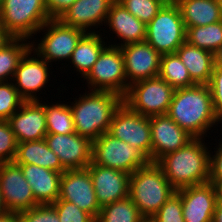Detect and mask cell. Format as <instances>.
Wrapping results in <instances>:
<instances>
[{"label": "cell", "instance_id": "obj_44", "mask_svg": "<svg viewBox=\"0 0 222 222\" xmlns=\"http://www.w3.org/2000/svg\"><path fill=\"white\" fill-rule=\"evenodd\" d=\"M212 222H222V199L220 198L216 204Z\"/></svg>", "mask_w": 222, "mask_h": 222}, {"label": "cell", "instance_id": "obj_28", "mask_svg": "<svg viewBox=\"0 0 222 222\" xmlns=\"http://www.w3.org/2000/svg\"><path fill=\"white\" fill-rule=\"evenodd\" d=\"M27 41L26 38H13L0 49V82L13 80L21 58L31 49Z\"/></svg>", "mask_w": 222, "mask_h": 222}, {"label": "cell", "instance_id": "obj_21", "mask_svg": "<svg viewBox=\"0 0 222 222\" xmlns=\"http://www.w3.org/2000/svg\"><path fill=\"white\" fill-rule=\"evenodd\" d=\"M115 0H76L59 18L67 26L88 33L91 27L106 22L111 4Z\"/></svg>", "mask_w": 222, "mask_h": 222}, {"label": "cell", "instance_id": "obj_29", "mask_svg": "<svg viewBox=\"0 0 222 222\" xmlns=\"http://www.w3.org/2000/svg\"><path fill=\"white\" fill-rule=\"evenodd\" d=\"M159 77L175 90L196 85L188 69L176 53L163 54L160 61Z\"/></svg>", "mask_w": 222, "mask_h": 222}, {"label": "cell", "instance_id": "obj_18", "mask_svg": "<svg viewBox=\"0 0 222 222\" xmlns=\"http://www.w3.org/2000/svg\"><path fill=\"white\" fill-rule=\"evenodd\" d=\"M32 51V49L28 50L21 58L12 81H16L13 84L25 101H40L36 92L48 83V78H50L48 69L50 68H48L49 64L36 52H33L35 53L33 57Z\"/></svg>", "mask_w": 222, "mask_h": 222}, {"label": "cell", "instance_id": "obj_5", "mask_svg": "<svg viewBox=\"0 0 222 222\" xmlns=\"http://www.w3.org/2000/svg\"><path fill=\"white\" fill-rule=\"evenodd\" d=\"M50 19L45 0H4L0 4V24L13 38L30 39Z\"/></svg>", "mask_w": 222, "mask_h": 222}, {"label": "cell", "instance_id": "obj_35", "mask_svg": "<svg viewBox=\"0 0 222 222\" xmlns=\"http://www.w3.org/2000/svg\"><path fill=\"white\" fill-rule=\"evenodd\" d=\"M150 219L153 222H185L181 196L174 193Z\"/></svg>", "mask_w": 222, "mask_h": 222}, {"label": "cell", "instance_id": "obj_19", "mask_svg": "<svg viewBox=\"0 0 222 222\" xmlns=\"http://www.w3.org/2000/svg\"><path fill=\"white\" fill-rule=\"evenodd\" d=\"M8 122L17 143L45 139L47 135L45 103L25 101Z\"/></svg>", "mask_w": 222, "mask_h": 222}, {"label": "cell", "instance_id": "obj_30", "mask_svg": "<svg viewBox=\"0 0 222 222\" xmlns=\"http://www.w3.org/2000/svg\"><path fill=\"white\" fill-rule=\"evenodd\" d=\"M186 42L215 53L222 45V20L204 26L186 28Z\"/></svg>", "mask_w": 222, "mask_h": 222}, {"label": "cell", "instance_id": "obj_13", "mask_svg": "<svg viewBox=\"0 0 222 222\" xmlns=\"http://www.w3.org/2000/svg\"><path fill=\"white\" fill-rule=\"evenodd\" d=\"M58 199L74 203L95 220L100 213L101 207L88 168L66 170L62 173Z\"/></svg>", "mask_w": 222, "mask_h": 222}, {"label": "cell", "instance_id": "obj_42", "mask_svg": "<svg viewBox=\"0 0 222 222\" xmlns=\"http://www.w3.org/2000/svg\"><path fill=\"white\" fill-rule=\"evenodd\" d=\"M0 222H21L18 213L6 212L0 216Z\"/></svg>", "mask_w": 222, "mask_h": 222}, {"label": "cell", "instance_id": "obj_41", "mask_svg": "<svg viewBox=\"0 0 222 222\" xmlns=\"http://www.w3.org/2000/svg\"><path fill=\"white\" fill-rule=\"evenodd\" d=\"M76 0H45L46 9L51 19H59Z\"/></svg>", "mask_w": 222, "mask_h": 222}, {"label": "cell", "instance_id": "obj_36", "mask_svg": "<svg viewBox=\"0 0 222 222\" xmlns=\"http://www.w3.org/2000/svg\"><path fill=\"white\" fill-rule=\"evenodd\" d=\"M58 214L60 222H95V219L74 203L57 199L51 204Z\"/></svg>", "mask_w": 222, "mask_h": 222}, {"label": "cell", "instance_id": "obj_43", "mask_svg": "<svg viewBox=\"0 0 222 222\" xmlns=\"http://www.w3.org/2000/svg\"><path fill=\"white\" fill-rule=\"evenodd\" d=\"M13 37L6 31V29L0 24V49L10 42Z\"/></svg>", "mask_w": 222, "mask_h": 222}, {"label": "cell", "instance_id": "obj_20", "mask_svg": "<svg viewBox=\"0 0 222 222\" xmlns=\"http://www.w3.org/2000/svg\"><path fill=\"white\" fill-rule=\"evenodd\" d=\"M88 171L100 207L129 196L130 174L91 162Z\"/></svg>", "mask_w": 222, "mask_h": 222}, {"label": "cell", "instance_id": "obj_10", "mask_svg": "<svg viewBox=\"0 0 222 222\" xmlns=\"http://www.w3.org/2000/svg\"><path fill=\"white\" fill-rule=\"evenodd\" d=\"M40 30L46 31L45 35L39 44L31 42V49L47 63L63 59L69 60L77 43L85 34L76 27L64 25L59 19L48 20Z\"/></svg>", "mask_w": 222, "mask_h": 222}, {"label": "cell", "instance_id": "obj_8", "mask_svg": "<svg viewBox=\"0 0 222 222\" xmlns=\"http://www.w3.org/2000/svg\"><path fill=\"white\" fill-rule=\"evenodd\" d=\"M92 162L132 174L150 160L139 149L106 132L93 141Z\"/></svg>", "mask_w": 222, "mask_h": 222}, {"label": "cell", "instance_id": "obj_2", "mask_svg": "<svg viewBox=\"0 0 222 222\" xmlns=\"http://www.w3.org/2000/svg\"><path fill=\"white\" fill-rule=\"evenodd\" d=\"M203 141L193 138L156 162L176 190L209 182L210 151Z\"/></svg>", "mask_w": 222, "mask_h": 222}, {"label": "cell", "instance_id": "obj_38", "mask_svg": "<svg viewBox=\"0 0 222 222\" xmlns=\"http://www.w3.org/2000/svg\"><path fill=\"white\" fill-rule=\"evenodd\" d=\"M18 214L21 222H60L56 209L51 204L37 205Z\"/></svg>", "mask_w": 222, "mask_h": 222}, {"label": "cell", "instance_id": "obj_7", "mask_svg": "<svg viewBox=\"0 0 222 222\" xmlns=\"http://www.w3.org/2000/svg\"><path fill=\"white\" fill-rule=\"evenodd\" d=\"M174 91L175 89L159 76L139 80L129 86L123 103L143 116L165 115Z\"/></svg>", "mask_w": 222, "mask_h": 222}, {"label": "cell", "instance_id": "obj_25", "mask_svg": "<svg viewBox=\"0 0 222 222\" xmlns=\"http://www.w3.org/2000/svg\"><path fill=\"white\" fill-rule=\"evenodd\" d=\"M186 28L204 26L222 20L221 0H174Z\"/></svg>", "mask_w": 222, "mask_h": 222}, {"label": "cell", "instance_id": "obj_1", "mask_svg": "<svg viewBox=\"0 0 222 222\" xmlns=\"http://www.w3.org/2000/svg\"><path fill=\"white\" fill-rule=\"evenodd\" d=\"M167 115L193 138H203L211 127L221 122L206 84L176 89Z\"/></svg>", "mask_w": 222, "mask_h": 222}, {"label": "cell", "instance_id": "obj_14", "mask_svg": "<svg viewBox=\"0 0 222 222\" xmlns=\"http://www.w3.org/2000/svg\"><path fill=\"white\" fill-rule=\"evenodd\" d=\"M181 196L185 222H212L219 189L210 182L185 187L176 191Z\"/></svg>", "mask_w": 222, "mask_h": 222}, {"label": "cell", "instance_id": "obj_26", "mask_svg": "<svg viewBox=\"0 0 222 222\" xmlns=\"http://www.w3.org/2000/svg\"><path fill=\"white\" fill-rule=\"evenodd\" d=\"M14 162L16 164H35L60 173L66 171L45 139L17 143Z\"/></svg>", "mask_w": 222, "mask_h": 222}, {"label": "cell", "instance_id": "obj_16", "mask_svg": "<svg viewBox=\"0 0 222 222\" xmlns=\"http://www.w3.org/2000/svg\"><path fill=\"white\" fill-rule=\"evenodd\" d=\"M128 84L159 75L161 54L147 41L120 46Z\"/></svg>", "mask_w": 222, "mask_h": 222}, {"label": "cell", "instance_id": "obj_40", "mask_svg": "<svg viewBox=\"0 0 222 222\" xmlns=\"http://www.w3.org/2000/svg\"><path fill=\"white\" fill-rule=\"evenodd\" d=\"M215 155L210 153L209 182L218 189L222 186V143L216 147Z\"/></svg>", "mask_w": 222, "mask_h": 222}, {"label": "cell", "instance_id": "obj_27", "mask_svg": "<svg viewBox=\"0 0 222 222\" xmlns=\"http://www.w3.org/2000/svg\"><path fill=\"white\" fill-rule=\"evenodd\" d=\"M98 33L99 31L95 32V30L85 33L77 43L70 58V63L72 62L76 71L84 78L92 70L100 53L106 47L101 38L102 35Z\"/></svg>", "mask_w": 222, "mask_h": 222}, {"label": "cell", "instance_id": "obj_22", "mask_svg": "<svg viewBox=\"0 0 222 222\" xmlns=\"http://www.w3.org/2000/svg\"><path fill=\"white\" fill-rule=\"evenodd\" d=\"M18 165L40 205L52 204L59 198L62 173L35 164Z\"/></svg>", "mask_w": 222, "mask_h": 222}, {"label": "cell", "instance_id": "obj_39", "mask_svg": "<svg viewBox=\"0 0 222 222\" xmlns=\"http://www.w3.org/2000/svg\"><path fill=\"white\" fill-rule=\"evenodd\" d=\"M207 85L212 95L215 113L222 121V66H214L213 73Z\"/></svg>", "mask_w": 222, "mask_h": 222}, {"label": "cell", "instance_id": "obj_37", "mask_svg": "<svg viewBox=\"0 0 222 222\" xmlns=\"http://www.w3.org/2000/svg\"><path fill=\"white\" fill-rule=\"evenodd\" d=\"M17 152V141L8 120H0V163L12 162Z\"/></svg>", "mask_w": 222, "mask_h": 222}, {"label": "cell", "instance_id": "obj_9", "mask_svg": "<svg viewBox=\"0 0 222 222\" xmlns=\"http://www.w3.org/2000/svg\"><path fill=\"white\" fill-rule=\"evenodd\" d=\"M85 79L89 84L88 89L109 91L124 97L130 85L120 47L106 45Z\"/></svg>", "mask_w": 222, "mask_h": 222}, {"label": "cell", "instance_id": "obj_15", "mask_svg": "<svg viewBox=\"0 0 222 222\" xmlns=\"http://www.w3.org/2000/svg\"><path fill=\"white\" fill-rule=\"evenodd\" d=\"M49 148L58 156L65 170L87 168L92 162L93 142L79 134H47Z\"/></svg>", "mask_w": 222, "mask_h": 222}, {"label": "cell", "instance_id": "obj_34", "mask_svg": "<svg viewBox=\"0 0 222 222\" xmlns=\"http://www.w3.org/2000/svg\"><path fill=\"white\" fill-rule=\"evenodd\" d=\"M24 102L11 80L0 82V120H8Z\"/></svg>", "mask_w": 222, "mask_h": 222}, {"label": "cell", "instance_id": "obj_12", "mask_svg": "<svg viewBox=\"0 0 222 222\" xmlns=\"http://www.w3.org/2000/svg\"><path fill=\"white\" fill-rule=\"evenodd\" d=\"M0 190L8 212L20 213L40 205L14 161L0 163Z\"/></svg>", "mask_w": 222, "mask_h": 222}, {"label": "cell", "instance_id": "obj_17", "mask_svg": "<svg viewBox=\"0 0 222 222\" xmlns=\"http://www.w3.org/2000/svg\"><path fill=\"white\" fill-rule=\"evenodd\" d=\"M151 162L185 146L193 137L167 114L150 116Z\"/></svg>", "mask_w": 222, "mask_h": 222}, {"label": "cell", "instance_id": "obj_45", "mask_svg": "<svg viewBox=\"0 0 222 222\" xmlns=\"http://www.w3.org/2000/svg\"><path fill=\"white\" fill-rule=\"evenodd\" d=\"M214 58H215V65L222 66V45L214 53Z\"/></svg>", "mask_w": 222, "mask_h": 222}, {"label": "cell", "instance_id": "obj_24", "mask_svg": "<svg viewBox=\"0 0 222 222\" xmlns=\"http://www.w3.org/2000/svg\"><path fill=\"white\" fill-rule=\"evenodd\" d=\"M196 84H208L215 66L214 53L184 42L175 52Z\"/></svg>", "mask_w": 222, "mask_h": 222}, {"label": "cell", "instance_id": "obj_46", "mask_svg": "<svg viewBox=\"0 0 222 222\" xmlns=\"http://www.w3.org/2000/svg\"><path fill=\"white\" fill-rule=\"evenodd\" d=\"M6 212H8V211H7L5 204L3 202L2 193L0 190V216L5 214Z\"/></svg>", "mask_w": 222, "mask_h": 222}, {"label": "cell", "instance_id": "obj_4", "mask_svg": "<svg viewBox=\"0 0 222 222\" xmlns=\"http://www.w3.org/2000/svg\"><path fill=\"white\" fill-rule=\"evenodd\" d=\"M176 191L156 162L130 174L129 197L145 219L151 218Z\"/></svg>", "mask_w": 222, "mask_h": 222}, {"label": "cell", "instance_id": "obj_32", "mask_svg": "<svg viewBox=\"0 0 222 222\" xmlns=\"http://www.w3.org/2000/svg\"><path fill=\"white\" fill-rule=\"evenodd\" d=\"M45 116L47 134H72L75 133L74 121L70 104L45 103Z\"/></svg>", "mask_w": 222, "mask_h": 222}, {"label": "cell", "instance_id": "obj_11", "mask_svg": "<svg viewBox=\"0 0 222 222\" xmlns=\"http://www.w3.org/2000/svg\"><path fill=\"white\" fill-rule=\"evenodd\" d=\"M111 135L139 149L151 162V128L149 116L131 110L125 103L115 111L110 129Z\"/></svg>", "mask_w": 222, "mask_h": 222}, {"label": "cell", "instance_id": "obj_33", "mask_svg": "<svg viewBox=\"0 0 222 222\" xmlns=\"http://www.w3.org/2000/svg\"><path fill=\"white\" fill-rule=\"evenodd\" d=\"M133 16L146 25L157 15L168 0H117Z\"/></svg>", "mask_w": 222, "mask_h": 222}, {"label": "cell", "instance_id": "obj_48", "mask_svg": "<svg viewBox=\"0 0 222 222\" xmlns=\"http://www.w3.org/2000/svg\"><path fill=\"white\" fill-rule=\"evenodd\" d=\"M142 222H153V221L149 218V219H144Z\"/></svg>", "mask_w": 222, "mask_h": 222}, {"label": "cell", "instance_id": "obj_6", "mask_svg": "<svg viewBox=\"0 0 222 222\" xmlns=\"http://www.w3.org/2000/svg\"><path fill=\"white\" fill-rule=\"evenodd\" d=\"M161 55L175 53L186 42V27L174 0H168L146 25V39Z\"/></svg>", "mask_w": 222, "mask_h": 222}, {"label": "cell", "instance_id": "obj_31", "mask_svg": "<svg viewBox=\"0 0 222 222\" xmlns=\"http://www.w3.org/2000/svg\"><path fill=\"white\" fill-rule=\"evenodd\" d=\"M144 219L132 199L127 196L102 206L95 222H142Z\"/></svg>", "mask_w": 222, "mask_h": 222}, {"label": "cell", "instance_id": "obj_47", "mask_svg": "<svg viewBox=\"0 0 222 222\" xmlns=\"http://www.w3.org/2000/svg\"><path fill=\"white\" fill-rule=\"evenodd\" d=\"M220 198L222 199V186L219 188Z\"/></svg>", "mask_w": 222, "mask_h": 222}, {"label": "cell", "instance_id": "obj_3", "mask_svg": "<svg viewBox=\"0 0 222 222\" xmlns=\"http://www.w3.org/2000/svg\"><path fill=\"white\" fill-rule=\"evenodd\" d=\"M74 102L70 108L75 132L93 142L109 131L112 117L122 104L123 97L109 91L91 90Z\"/></svg>", "mask_w": 222, "mask_h": 222}, {"label": "cell", "instance_id": "obj_23", "mask_svg": "<svg viewBox=\"0 0 222 222\" xmlns=\"http://www.w3.org/2000/svg\"><path fill=\"white\" fill-rule=\"evenodd\" d=\"M106 25L123 41L113 46L120 47L146 39V24L133 16L121 3L115 0L107 15Z\"/></svg>", "mask_w": 222, "mask_h": 222}]
</instances>
